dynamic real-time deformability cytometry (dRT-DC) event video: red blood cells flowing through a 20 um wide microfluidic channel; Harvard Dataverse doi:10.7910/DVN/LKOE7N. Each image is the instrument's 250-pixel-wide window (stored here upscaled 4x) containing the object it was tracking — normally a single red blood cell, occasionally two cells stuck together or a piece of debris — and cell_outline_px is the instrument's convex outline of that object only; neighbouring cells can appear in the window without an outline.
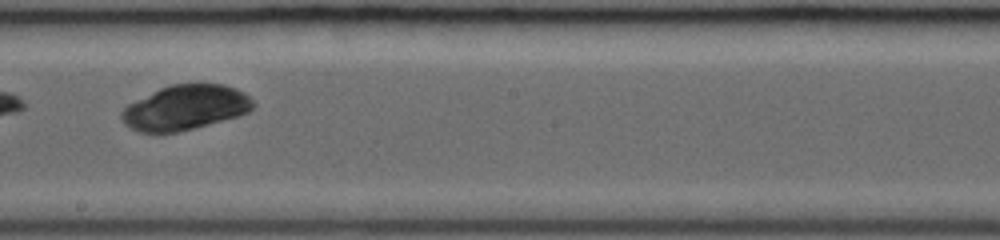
{"species": "common noctule bat (a hibernating species)", "species_latin": "Nyctalus noctula", "temperature_condition": "room temperature", "stored_images_in_passage": 11, "camera_frame_rate_fps": 3000, "um_per_image_px": 0.085, "animal": {"sex": "female", "body_mass_g": 19.0, "forearm_length_mm": 53.3}, "frame": {"image": 1, "passage_image": 11, "time_ms": 3.333, "image_size_px": [1000, 240], "cell_outline_px": [[256, 104], [248, 112], [236, 116], [208, 124], [176, 132], [140, 132], [124, 124], [120, 120], [120, 112], [128, 104], [160, 88], [172, 84], [224, 84], [236, 88], [244, 92]], "centroid_in_image_um": [15.73, 9.13], "position_along_channel_um": 232.5, "area_um2": 34.04}}